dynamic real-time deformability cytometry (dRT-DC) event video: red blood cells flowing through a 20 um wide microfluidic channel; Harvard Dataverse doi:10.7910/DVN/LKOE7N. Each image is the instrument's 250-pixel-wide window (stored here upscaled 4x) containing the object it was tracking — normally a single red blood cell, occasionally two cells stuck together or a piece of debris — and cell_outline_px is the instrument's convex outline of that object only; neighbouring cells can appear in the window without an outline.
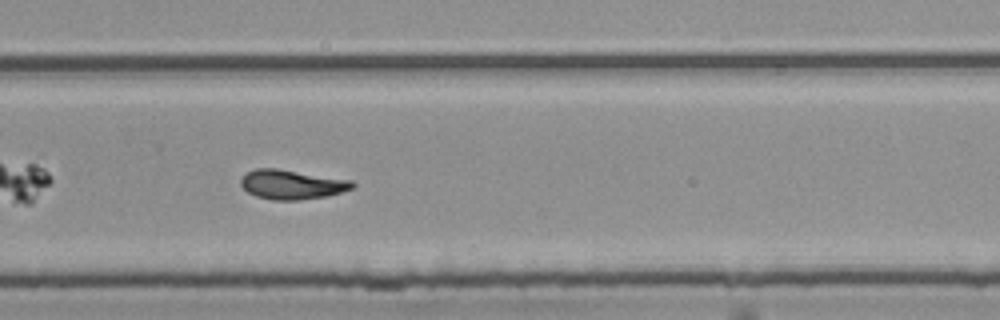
{"species": "common noctule bat (a hibernating species)", "species_latin": "Nyctalus noctula", "temperature_condition": "room temperature", "stored_images_in_passage": 40, "camera_frame_rate_fps": 3000, "um_per_image_px": 0.085, "animal": {"sex": "female", "body_mass_g": 25.1}, "frame": {"image": 1, "passage_image": 23, "time_ms": 7.333, "image_size_px": [1000, 320], "cell_outline_px": [[356, 184], [352, 188], [340, 192], [324, 196], [296, 200], [272, 200], [256, 196], [248, 192], [240, 184], [240, 180], [248, 172], [256, 168], [276, 168], [352, 180]], "centroid_in_image_um": [24.79, 15.67], "position_along_channel_um": 305.0, "area_um2": 18.9}, "authors_computed_cell_mechanics": {"area_um2": 18.496, "velocity_mm_per_s": 3.7481, "shape_relaxation_time_tau1_ms": null, "shape_relaxation_time_tau2_ms": 3.2673, "deformation_change_tau1": null, "deformation_change_tau2": 0.1042}}